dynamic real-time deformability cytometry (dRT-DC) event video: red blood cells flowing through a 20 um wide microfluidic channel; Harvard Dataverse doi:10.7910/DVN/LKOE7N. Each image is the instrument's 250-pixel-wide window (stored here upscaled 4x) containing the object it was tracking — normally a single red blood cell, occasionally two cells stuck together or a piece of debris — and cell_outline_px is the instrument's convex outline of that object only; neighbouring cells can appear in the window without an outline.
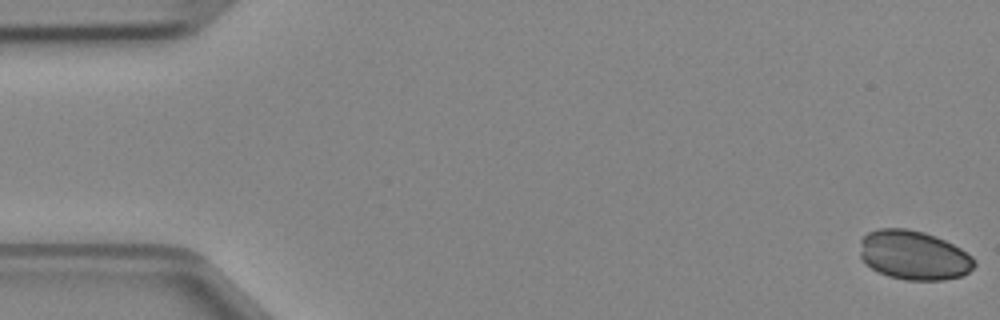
{"species": "Egyptian fruit bat (a non-hibernating species)", "species_latin": "Rousettus aegyptiacus", "temperature_condition": "cold", "stored_images_in_passage": 48, "camera_frame_rate_fps": 3000, "um_per_image_px": 0.085, "animal": {"sex": "female"}, "frame": {"image": 1, "passage_image": 1, "time_ms": 0.0, "image_size_px": [1000, 320], "cell_outline_px": [[976, 264], [968, 272], [960, 276], [944, 280], [904, 280], [888, 276], [864, 264], [860, 256], [860, 240], [868, 232], [880, 228], [908, 228], [924, 232], [936, 236], [960, 248], [972, 256], [976, 260]], "centroid_in_image_um": [77.65, 21.69], "position_along_channel_um": 7.3, "area_um2": 33.0}}
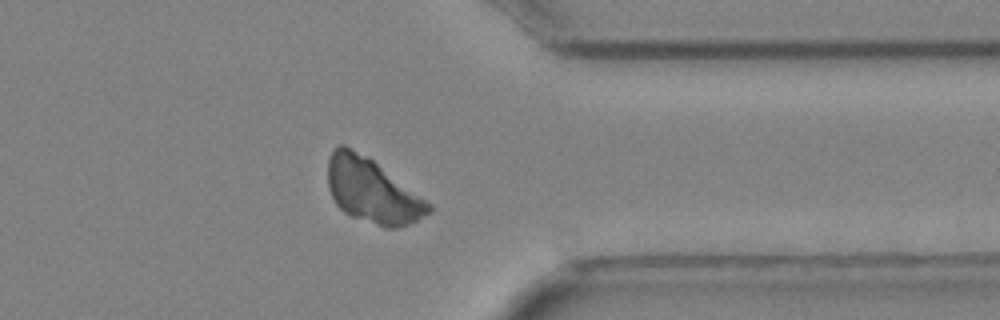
{"frame": {"image": 2, "passage_image": 38, "time_ms": 12.333, "image_size_px": [1000, 320], "cell_outline_px": [[432, 212], [416, 220], [396, 228], [384, 228], [352, 216], [344, 212], [336, 204], [328, 188], [328, 160], [332, 148], [340, 144], [344, 144], [372, 160], [432, 204]], "centroid_in_image_um": [31.61, 16.22], "position_along_channel_um": 379.8, "area_um2": 37.45}}
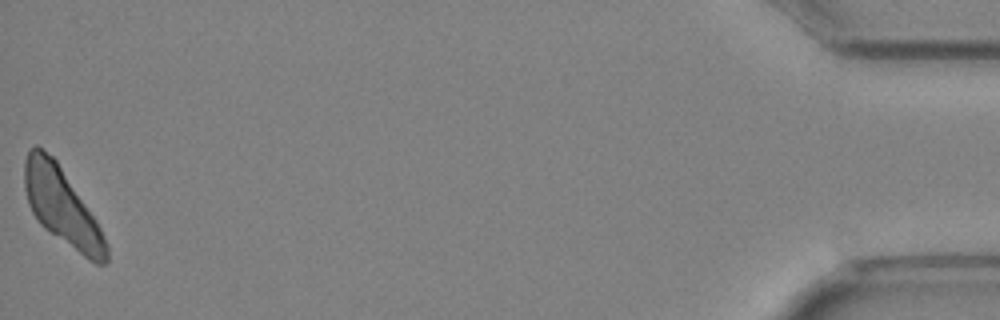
{"frame": {"image": 3, "passage_image": 48, "time_ms": 15.667, "image_size_px": [1000, 320], "cell_outline_px": [[108, 264], [96, 264], [84, 256], [44, 228], [40, 224], [32, 212], [28, 204], [24, 188], [24, 160], [28, 152], [36, 144], [52, 156], [56, 160], [96, 220], [108, 244]], "centroid_in_image_um": [5.25, 17.56], "position_along_channel_um": 429.9, "area_um2": 36.18}}